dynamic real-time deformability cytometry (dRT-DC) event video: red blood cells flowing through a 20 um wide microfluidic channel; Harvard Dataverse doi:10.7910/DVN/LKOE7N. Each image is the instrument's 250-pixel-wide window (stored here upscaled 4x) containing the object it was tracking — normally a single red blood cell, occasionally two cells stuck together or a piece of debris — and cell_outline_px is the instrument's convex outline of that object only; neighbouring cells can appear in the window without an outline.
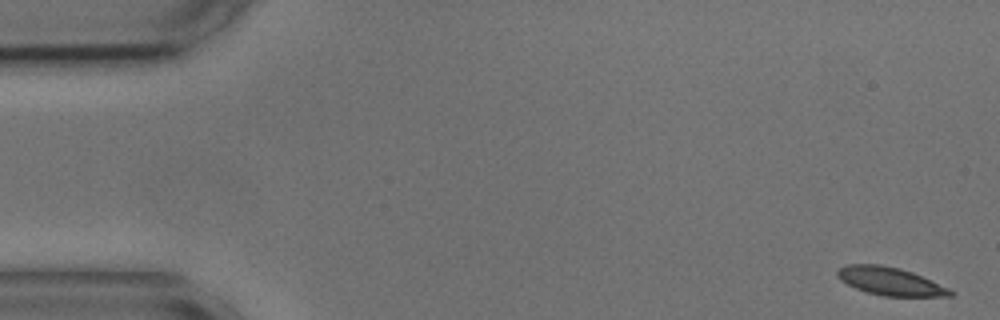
{"species": "common noctule bat (a hibernating species)", "species_latin": "Nyctalus noctula", "temperature_condition": "cold", "stored_images_in_passage": 55, "camera_frame_rate_fps": 3000, "um_per_image_px": 0.085, "animal": {"sex": "male", "body_mass_g": 17.9, "forearm_length_mm": 54.2}, "frame": {"image": 1, "passage_image": 1, "time_ms": 0.0, "image_size_px": [1000, 320], "cell_outline_px": [[956, 292], [952, 296], [884, 296], [868, 292], [856, 288], [840, 280], [836, 276], [836, 272], [844, 264], [880, 264], [900, 268], [912, 272], [948, 288]], "centroid_in_image_um": [75.64, 23.9], "position_along_channel_um": 9.4, "area_um2": 18.32}}
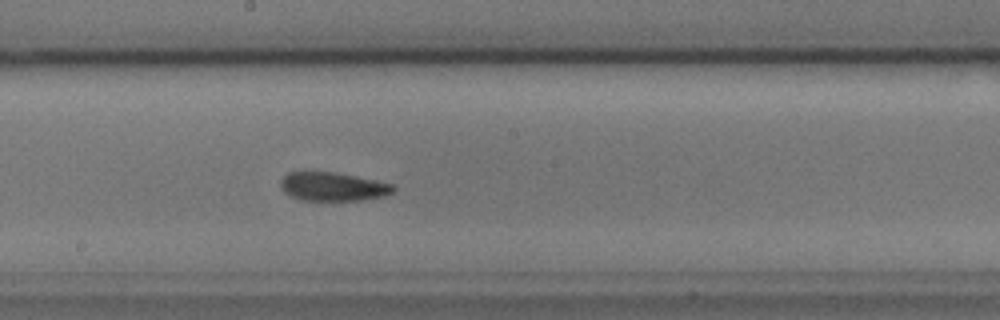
{"frame": {"image": 2, "passage_image": 29, "time_ms": 9.333, "image_size_px": [1000, 320], "cell_outline_px": [[396, 188], [392, 192], [384, 196], [360, 200], [300, 200], [284, 192], [280, 188], [280, 180], [288, 172], [332, 172], [392, 184]], "centroid_in_image_um": [28.24, 15.87], "position_along_channel_um": 220.0, "area_um2": 18.5}}
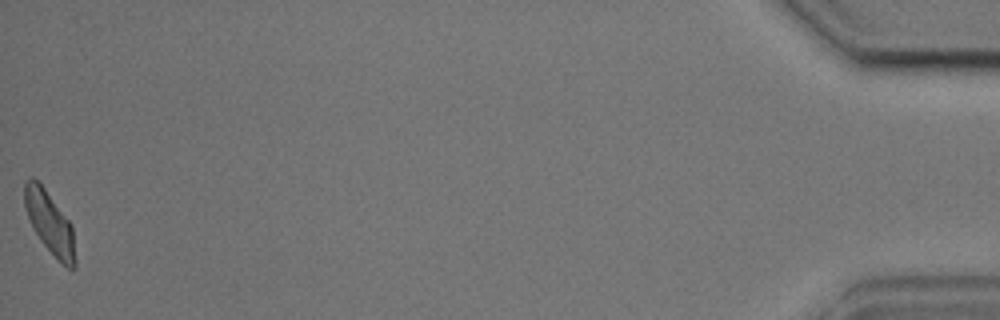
{"frame": {"image": 3, "passage_image": 55, "time_ms": 18.0, "image_size_px": [1000, 320], "cell_outline_px": [[76, 268], [68, 268], [60, 264], [56, 260], [40, 240], [32, 228], [24, 204], [24, 180], [28, 176], [32, 176], [44, 188], [72, 224], [76, 260]], "centroid_in_image_um": [4.22, 18.97], "position_along_channel_um": 431.0, "area_um2": 18.67}, "authors_computed_cell_mechanics": {"area_um2": 18.8428, "velocity_mm_per_s": 3.5776, "shape_relaxation_time_tau1_ms": 4.1894, "shape_relaxation_time_tau2_ms": 2.0268, "deformation_change_tau1": 0.121, "deformation_change_tau2": 0.0622}}